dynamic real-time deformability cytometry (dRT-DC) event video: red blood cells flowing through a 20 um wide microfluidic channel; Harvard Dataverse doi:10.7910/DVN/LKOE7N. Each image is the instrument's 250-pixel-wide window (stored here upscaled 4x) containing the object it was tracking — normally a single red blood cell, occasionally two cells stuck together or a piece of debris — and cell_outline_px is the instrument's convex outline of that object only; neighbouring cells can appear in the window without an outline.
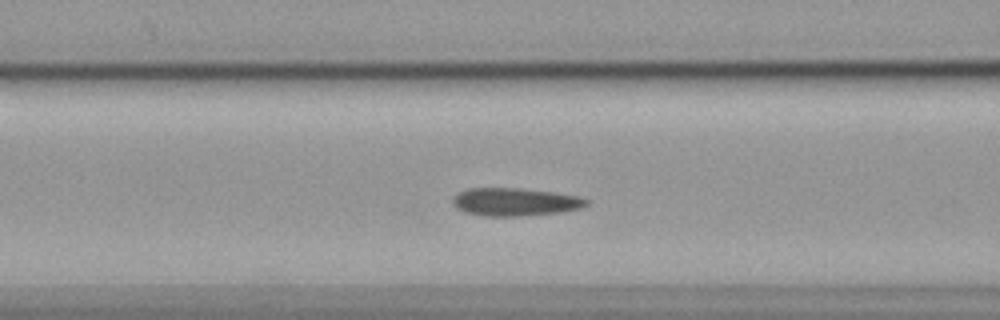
{"species": "common noctule bat (a hibernating species)", "species_latin": "Nyctalus noctula", "temperature_condition": "cold", "stored_images_in_passage": 53, "camera_frame_rate_fps": 3000, "um_per_image_px": 0.085, "animal": {"sex": "female", "body_mass_g": 19.9}, "frame": {"image": 1, "passage_image": 19, "time_ms": 6.0, "image_size_px": [1000, 320], "cell_outline_px": [[592, 200], [588, 204], [580, 208], [560, 212], [524, 216], [484, 216], [464, 212], [456, 208], [452, 204], [452, 196], [468, 188], [520, 188], [556, 192], [580, 196]], "centroid_in_image_um": [43.79, 17.16], "position_along_channel_um": 122.8, "area_um2": 22.14}}
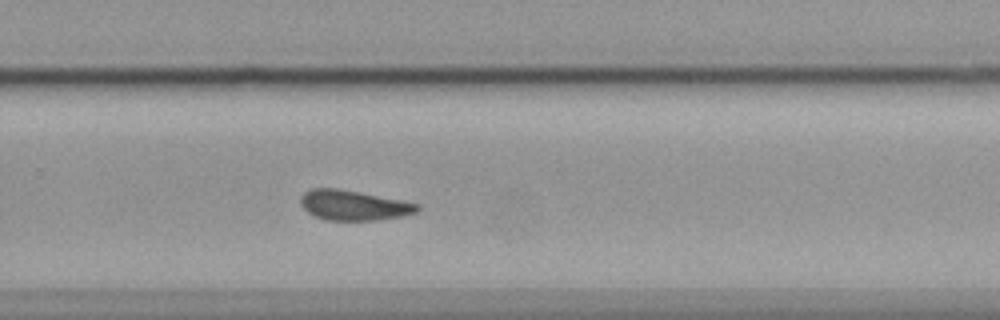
{"frame": {"image": 2, "passage_image": 34, "time_ms": 11.0, "image_size_px": [1000, 320], "cell_outline_px": [[420, 208], [416, 212], [404, 216], [376, 220], [324, 220], [312, 216], [300, 204], [300, 196], [304, 192], [312, 188], [336, 188], [360, 192], [420, 204]], "centroid_in_image_um": [30.03, 17.45], "position_along_channel_um": 299.8, "area_um2": 20.52}}
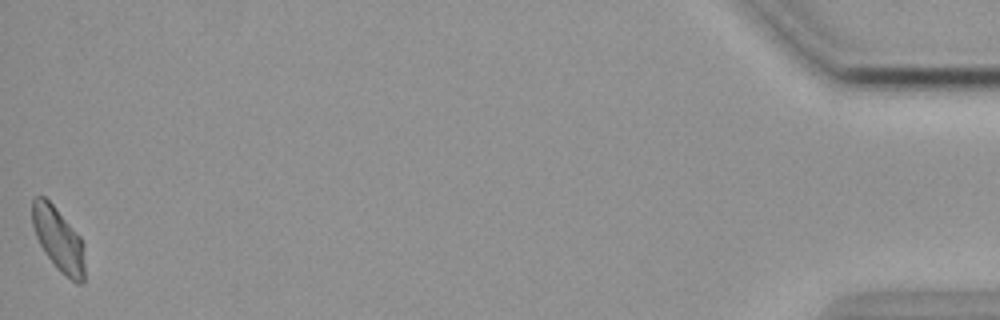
{"frame": {"image": 3, "passage_image": 53, "time_ms": 17.333, "image_size_px": [1000, 320], "cell_outline_px": [[84, 284], [76, 284], [60, 272], [56, 268], [44, 252], [36, 236], [32, 224], [32, 200], [36, 196], [44, 196], [52, 204], [80, 236], [84, 244]], "centroid_in_image_um": [4.98, 20.39], "position_along_channel_um": 430.2, "area_um2": 19.59}}